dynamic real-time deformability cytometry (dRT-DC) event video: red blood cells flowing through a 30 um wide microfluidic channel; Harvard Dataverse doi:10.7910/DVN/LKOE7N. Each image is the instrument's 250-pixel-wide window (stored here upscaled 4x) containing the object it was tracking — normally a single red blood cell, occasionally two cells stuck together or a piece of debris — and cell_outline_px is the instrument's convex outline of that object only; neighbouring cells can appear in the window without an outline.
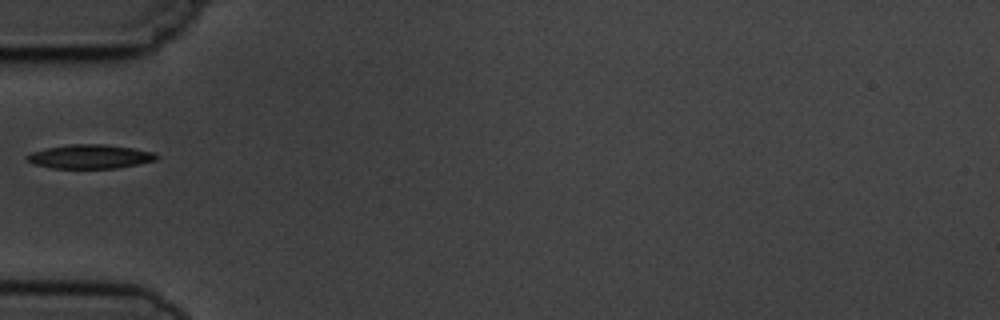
{"species": "common noctule bat (a hibernating species)", "species_latin": "Nyctalus noctula", "temperature_condition": "cold", "stored_images_in_passage": 4, "segment_of_instrument_passage": [1, 2], "camera_frame_rate_fps": 3000, "um_per_image_px": 0.085, "animal": {"sex": "male", "body_mass_g": 19.5, "forearm_length_mm": 54.6}, "frame": {"image": 1, "passage_image": 3, "time_ms": 3.333, "image_size_px": [1000, 320], "cell_outline_px": [[160, 156], [156, 160], [140, 164], [116, 168], [52, 168], [36, 164], [24, 160], [24, 156], [32, 152], [44, 148], [68, 144], [104, 144], [132, 148], [156, 152]], "centroid_in_image_um": [7.65, 13.3], "position_along_channel_um": 77.3, "area_um2": 18.32}}